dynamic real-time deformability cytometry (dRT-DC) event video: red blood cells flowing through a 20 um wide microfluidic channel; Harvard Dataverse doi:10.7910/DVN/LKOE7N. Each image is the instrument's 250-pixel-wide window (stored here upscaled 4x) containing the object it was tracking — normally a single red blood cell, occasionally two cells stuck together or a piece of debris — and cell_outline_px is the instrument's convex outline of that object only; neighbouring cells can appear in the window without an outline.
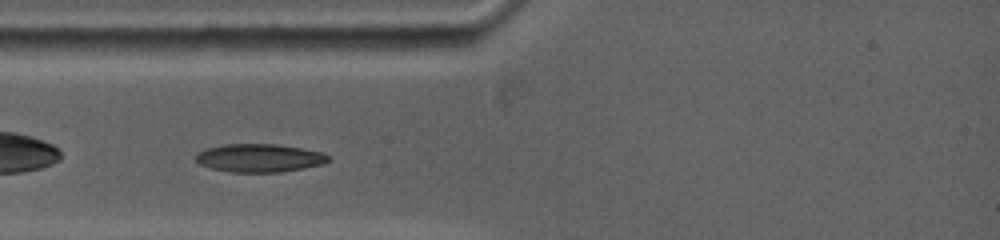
{"species": "common noctule bat (a hibernating species)", "species_latin": "Nyctalus noctula", "temperature_condition": "warm", "stored_images_in_passage": 3, "camera_frame_rate_fps": 5000, "um_per_image_px": 0.085, "animal": {"sex": "female", "body_mass_g": 19.0, "forearm_length_mm": 53.3}, "frame": {"image": 1, "passage_image": 2, "time_ms": 0.8, "image_size_px": [1000, 240], "cell_outline_px": [[328, 160], [320, 164], [280, 172], [232, 172], [212, 168], [200, 164], [196, 160], [196, 156], [200, 152], [208, 148], [228, 144], [276, 144], [300, 148], [320, 152], [328, 156]], "centroid_in_image_um": [22.01, 13.43], "position_along_channel_um": 63.0, "area_um2": 21.15}}